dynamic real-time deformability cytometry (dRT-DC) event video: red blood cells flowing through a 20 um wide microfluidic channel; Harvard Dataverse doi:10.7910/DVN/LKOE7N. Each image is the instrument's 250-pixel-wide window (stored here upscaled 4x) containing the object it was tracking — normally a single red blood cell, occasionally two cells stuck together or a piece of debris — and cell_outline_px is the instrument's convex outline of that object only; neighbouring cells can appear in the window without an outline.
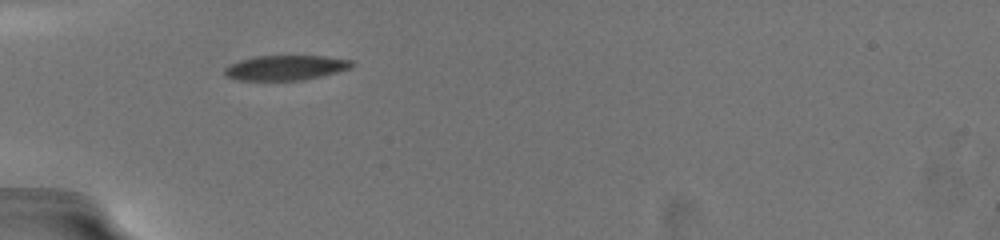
{"species": "common noctule bat (a hibernating species)", "species_latin": "Nyctalus noctula", "temperature_condition": "warm", "stored_images_in_passage": 8, "camera_frame_rate_fps": 3000, "um_per_image_px": 0.085, "animal": {"sex": "female", "body_mass_g": 19.5, "forearm_length_mm": 54.1}, "frame": {"image": 1, "passage_image": 1, "time_ms": 0.0, "image_size_px": [1000, 240], "cell_outline_px": [[356, 64], [352, 68], [304, 80], [236, 80], [228, 76], [224, 72], [224, 68], [240, 60], [256, 56], [328, 56], [352, 60]], "centroid_in_image_um": [24.34, 5.75], "position_along_channel_um": 60.7, "area_um2": 18.44}}